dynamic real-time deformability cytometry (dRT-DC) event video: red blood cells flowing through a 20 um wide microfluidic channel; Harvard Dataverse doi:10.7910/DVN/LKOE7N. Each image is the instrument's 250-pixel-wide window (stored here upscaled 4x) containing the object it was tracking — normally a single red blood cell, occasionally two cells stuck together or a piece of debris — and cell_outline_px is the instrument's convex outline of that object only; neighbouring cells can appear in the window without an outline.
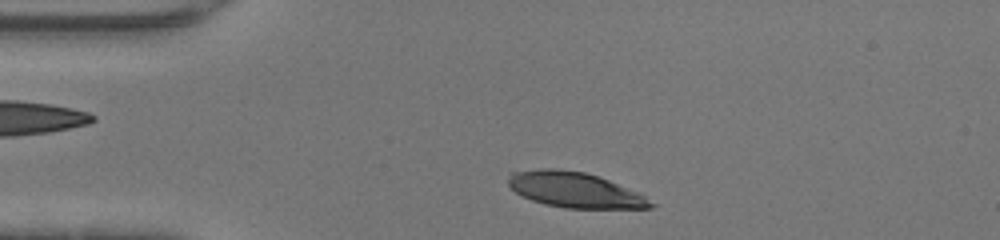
{"species": "human", "species_latin": "Homo sapiens", "temperature_condition": "warm", "stored_images_in_passage": 29, "camera_frame_rate_fps": 3000, "um_per_image_px": 0.085, "donor": {"sex": "female"}, "frame": {"image": 1, "passage_image": 2, "time_ms": 0.333, "image_size_px": [1000, 240], "cell_outline_px": [[656, 204], [652, 208], [564, 208], [544, 204], [532, 200], [516, 192], [508, 184], [508, 176], [512, 172], [540, 168], [556, 168], [584, 172], [608, 180], [640, 192]], "centroid_in_image_um": [48.88, 16.14], "position_along_channel_um": 36.1, "area_um2": 29.36}}
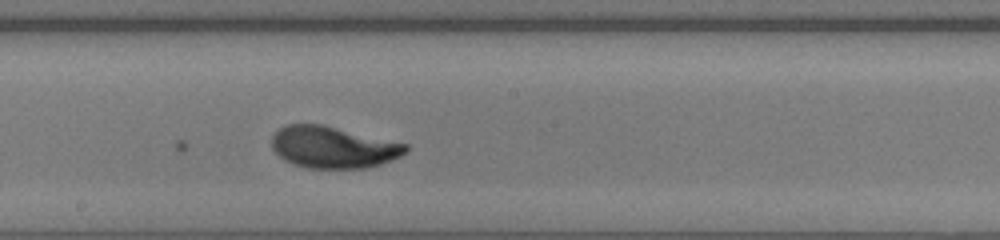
{"frame": {"image": 2, "passage_image": 17, "time_ms": 5.333, "image_size_px": [1000, 240], "cell_outline_px": [[408, 152], [392, 160], [380, 164], [364, 168], [304, 168], [292, 164], [284, 160], [272, 148], [272, 136], [284, 124], [324, 124], [408, 144]], "centroid_in_image_um": [28.32, 12.51], "position_along_channel_um": 219.9, "area_um2": 32.77}}
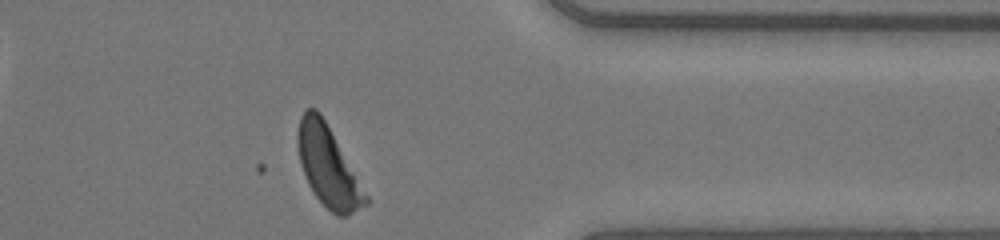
{"frame": {"image": 3, "passage_image": 29, "time_ms": 9.333, "image_size_px": [1000, 240], "cell_outline_px": [[368, 204], [348, 216], [336, 216], [316, 196], [308, 184], [300, 164], [296, 144], [296, 132], [300, 116], [308, 108], [316, 108], [320, 112], [368, 196]], "centroid_in_image_um": [27.85, 14.14], "position_along_channel_um": 383.5, "area_um2": 31.44}, "authors_computed_cell_mechanics": {"area_um2": 32.5414, "velocity_mm_per_s": 4.4515, "shape_relaxation_time_tau1_ms": 2.7673, "shape_relaxation_time_tau2_ms": null, "deformation_change_tau1": 0.1783, "deformation_change_tau2": null}}